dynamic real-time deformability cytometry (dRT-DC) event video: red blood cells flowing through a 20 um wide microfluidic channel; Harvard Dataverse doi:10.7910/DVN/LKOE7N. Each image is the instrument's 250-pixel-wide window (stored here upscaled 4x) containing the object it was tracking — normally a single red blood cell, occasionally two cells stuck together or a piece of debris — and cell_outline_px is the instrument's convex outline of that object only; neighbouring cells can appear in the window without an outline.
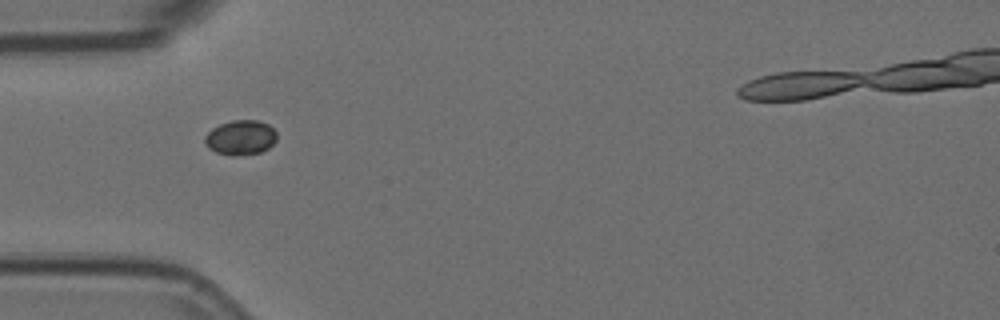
{"species": "Egyptian fruit bat (a non-hibernating species)", "species_latin": "Rousettus aegyptiacus", "temperature_condition": "room temperature", "stored_images_in_passage": 7, "camera_frame_rate_fps": 3000, "um_per_image_px": 0.085, "animal": {"sex": "female"}, "frame": {"image": 1, "passage_image": 5, "time_ms": 1.333, "image_size_px": [1000, 320], "cell_outline_px": [[276, 140], [268, 148], [260, 152], [236, 156], [232, 156], [216, 152], [208, 148], [204, 144], [204, 136], [212, 128], [220, 124], [232, 120], [256, 120], [268, 124], [276, 132]], "centroid_in_image_um": [20.42, 11.69], "position_along_channel_um": 64.6, "area_um2": 14.62}}
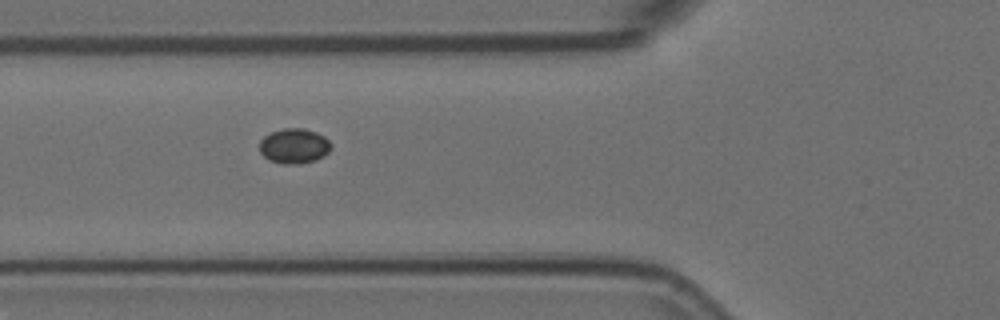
{"frame": {"image": 2, "passage_image": 6, "time_ms": 1.667, "image_size_px": [1000, 320], "cell_outline_px": [[332, 144], [328, 152], [324, 156], [316, 160], [296, 164], [284, 164], [272, 160], [264, 156], [260, 152], [260, 140], [264, 136], [272, 132], [284, 128], [304, 128], [316, 132], [324, 136]], "centroid_in_image_um": [25.02, 12.4], "position_along_channel_um": 100.8, "area_um2": 14.51}}
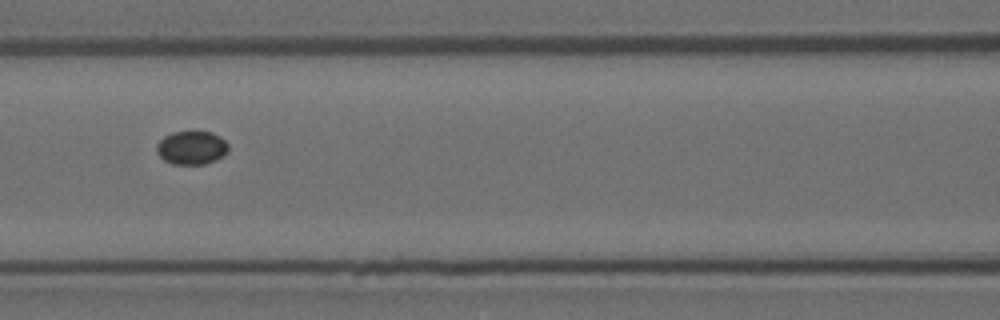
{"frame": {"image": 3, "passage_image": 7, "time_ms": 2.0, "image_size_px": [1000, 320], "cell_outline_px": [[228, 152], [216, 160], [204, 164], [172, 164], [164, 160], [156, 152], [156, 144], [164, 136], [172, 132], [212, 132], [220, 136], [228, 144]], "centroid_in_image_um": [16.28, 12.56], "position_along_channel_um": 150.3, "area_um2": 14.05}}